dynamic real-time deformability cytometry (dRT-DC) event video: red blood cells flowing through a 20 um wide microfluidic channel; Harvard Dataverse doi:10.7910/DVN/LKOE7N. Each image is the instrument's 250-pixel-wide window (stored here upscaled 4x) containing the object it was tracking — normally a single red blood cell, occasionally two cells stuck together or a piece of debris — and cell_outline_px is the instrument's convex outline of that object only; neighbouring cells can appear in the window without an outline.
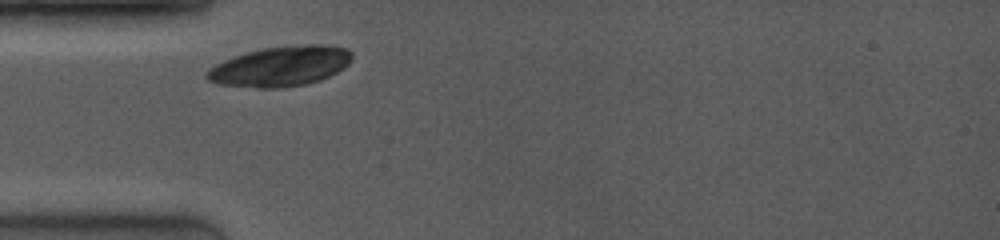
{"species": "common noctule bat (a hibernating species)", "species_latin": "Nyctalus noctula", "temperature_condition": "room temperature", "stored_images_in_passage": 4, "camera_frame_rate_fps": 4000, "um_per_image_px": 0.085, "animal": {"sex": "female", "body_mass_g": 19.0, "forearm_length_mm": 53.3}, "frame": {"image": 1, "passage_image": 1, "time_ms": 0.0, "image_size_px": [1000, 240], "cell_outline_px": [[352, 56], [348, 64], [344, 68], [320, 80], [304, 84], [280, 88], [256, 88], [220, 84], [208, 80], [204, 76], [216, 64], [224, 60], [248, 52], [264, 48], [308, 44], [324, 44], [348, 48], [352, 52]], "centroid_in_image_um": [23.88, 5.63], "position_along_channel_um": 61.1, "area_um2": 33.58}}
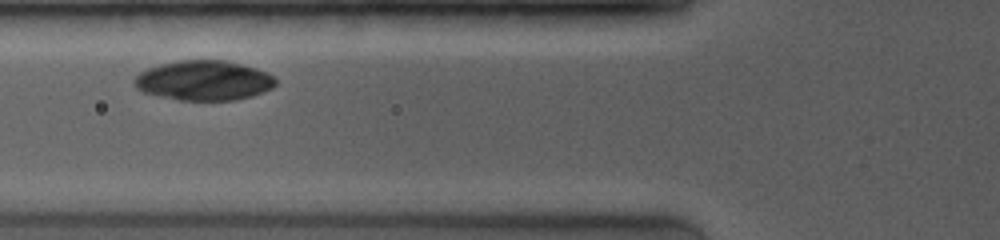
{"frame": {"image": 2, "passage_image": 3, "time_ms": 1.25, "image_size_px": [1000, 240], "cell_outline_px": [[276, 84], [272, 88], [264, 92], [252, 96], [236, 100], [176, 100], [144, 92], [136, 88], [132, 80], [140, 72], [148, 68], [160, 64], [176, 60], [224, 60], [256, 68], [268, 72], [276, 76]], "centroid_in_image_um": [17.34, 6.84], "position_along_channel_um": 108.5, "area_um2": 33.06}}